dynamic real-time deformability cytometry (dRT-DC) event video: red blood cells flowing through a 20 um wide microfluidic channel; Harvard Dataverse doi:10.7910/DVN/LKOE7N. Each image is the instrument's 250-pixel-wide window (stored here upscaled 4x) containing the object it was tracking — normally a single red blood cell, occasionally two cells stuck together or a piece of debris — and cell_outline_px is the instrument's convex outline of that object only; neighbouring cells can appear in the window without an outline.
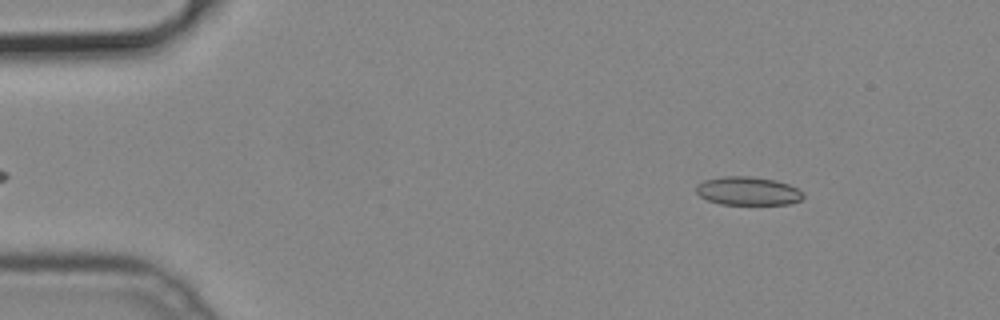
{"species": "common noctule bat (a hibernating species)", "species_latin": "Nyctalus noctula", "temperature_condition": "cold", "stored_images_in_passage": 48, "camera_frame_rate_fps": 3000, "um_per_image_px": 0.085, "animal": {"sex": "male", "body_mass_g": 19.2, "forearm_length_mm": 51.8}, "frame": {"image": 1, "passage_image": 4, "time_ms": 1.0, "image_size_px": [1000, 320], "cell_outline_px": [[804, 196], [800, 200], [788, 204], [720, 204], [708, 200], [700, 196], [696, 192], [696, 184], [704, 180], [724, 176], [748, 176], [776, 180], [788, 184], [804, 192]], "centroid_in_image_um": [63.56, 16.23], "position_along_channel_um": 21.4, "area_um2": 17.74}}
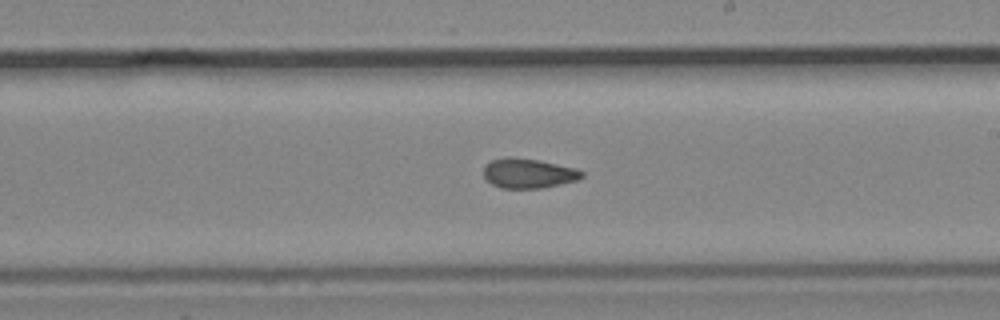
{"frame": {"image": 2, "passage_image": 27, "time_ms": 8.667, "image_size_px": [1000, 320], "cell_outline_px": [[584, 176], [576, 180], [540, 188], [500, 188], [492, 184], [484, 176], [484, 168], [492, 160], [508, 156], [512, 156], [540, 160], [576, 168], [584, 172]], "centroid_in_image_um": [44.92, 14.72], "position_along_channel_um": 244.1, "area_um2": 16.94}}
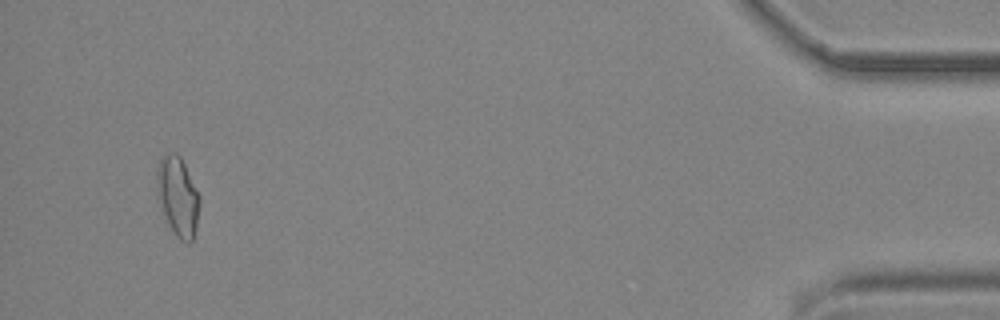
{"frame": {"image": 3, "passage_image": 46, "time_ms": 15.0, "image_size_px": [1000, 320], "cell_outline_px": [[200, 204], [196, 228], [192, 240], [188, 244], [180, 240], [176, 236], [168, 224], [156, 192], [156, 168], [160, 160], [168, 152], [176, 152], [180, 156], [200, 196]], "centroid_in_image_um": [15.11, 16.69], "position_along_channel_um": 420.1, "area_um2": 19.77}}